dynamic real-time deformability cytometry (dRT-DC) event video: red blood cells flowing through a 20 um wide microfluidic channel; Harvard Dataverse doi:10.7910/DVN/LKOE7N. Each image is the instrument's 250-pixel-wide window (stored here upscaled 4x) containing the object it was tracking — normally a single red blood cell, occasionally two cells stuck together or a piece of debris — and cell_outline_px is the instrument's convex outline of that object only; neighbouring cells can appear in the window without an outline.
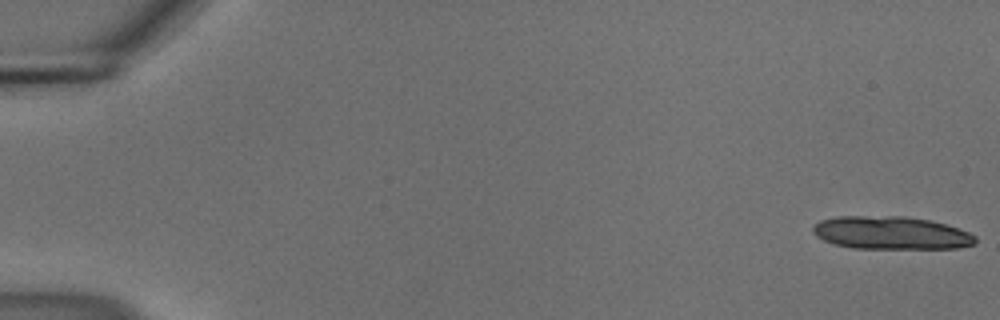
{"species": "common noctule bat (a hibernating species)", "species_latin": "Nyctalus noctula", "temperature_condition": "cold", "stored_images_in_passage": 17, "camera_frame_rate_fps": 3000, "um_per_image_px": 0.085, "animal": {"sex": "male", "body_mass_g": 18.8}, "frame": {"image": 1, "passage_image": 1, "time_ms": 0.0, "image_size_px": [1000, 320], "cell_outline_px": [[976, 244], [956, 248], [852, 248], [832, 244], [816, 236], [812, 232], [812, 228], [820, 220], [836, 216], [904, 216], [928, 220], [944, 224], [968, 232], [976, 236]], "centroid_in_image_um": [75.7, 19.8], "position_along_channel_um": 9.3, "area_um2": 31.15}}
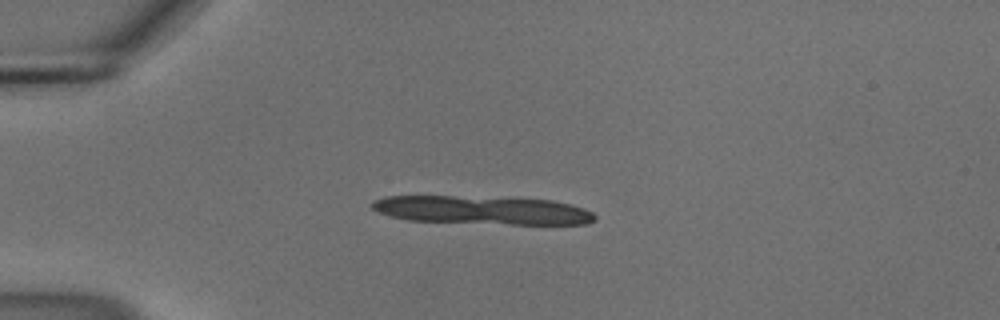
{"frame": {"image": 2, "passage_image": 14, "time_ms": 4.333, "image_size_px": [1000, 320], "cell_outline_px": [[596, 220], [588, 224], [512, 224], [408, 220], [376, 212], [368, 204], [372, 200], [384, 196], [452, 196], [552, 200], [584, 208], [592, 212], [596, 216]], "centroid_in_image_um": [40.96, 17.86], "position_along_channel_um": 44.0, "area_um2": 36.76}}